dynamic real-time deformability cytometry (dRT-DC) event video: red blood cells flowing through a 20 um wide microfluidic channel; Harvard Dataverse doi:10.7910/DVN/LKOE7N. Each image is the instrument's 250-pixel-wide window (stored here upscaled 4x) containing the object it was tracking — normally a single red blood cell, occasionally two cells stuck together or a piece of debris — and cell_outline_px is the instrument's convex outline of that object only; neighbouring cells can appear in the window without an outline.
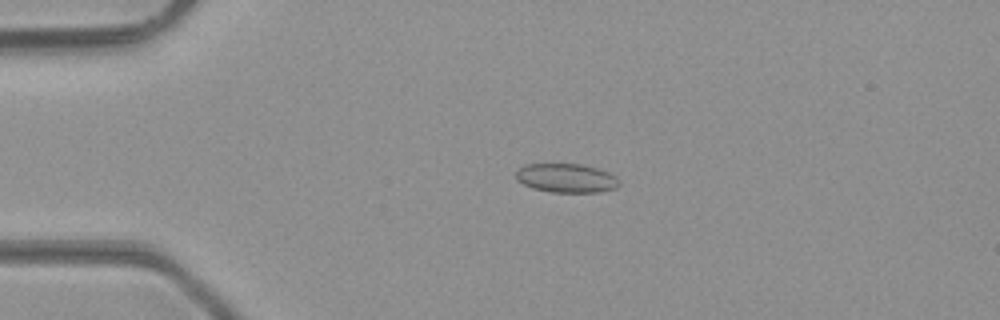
{"species": "common noctule bat (a hibernating species)", "species_latin": "Nyctalus noctula", "temperature_condition": "room temperature", "stored_images_in_passage": 45, "camera_frame_rate_fps": 3000, "um_per_image_px": 0.085, "animal": {"sex": "male", "body_mass_g": 23.1, "forearm_length_mm": 52.7}, "frame": {"image": 1, "passage_image": 8, "time_ms": 2.333, "image_size_px": [1000, 320], "cell_outline_px": [[620, 184], [616, 188], [600, 192], [552, 192], [532, 188], [516, 180], [516, 172], [524, 164], [580, 164], [596, 168], [608, 172], [616, 176], [620, 180]], "centroid_in_image_um": [48.15, 15.14], "position_along_channel_um": 36.8, "area_um2": 17.46}}
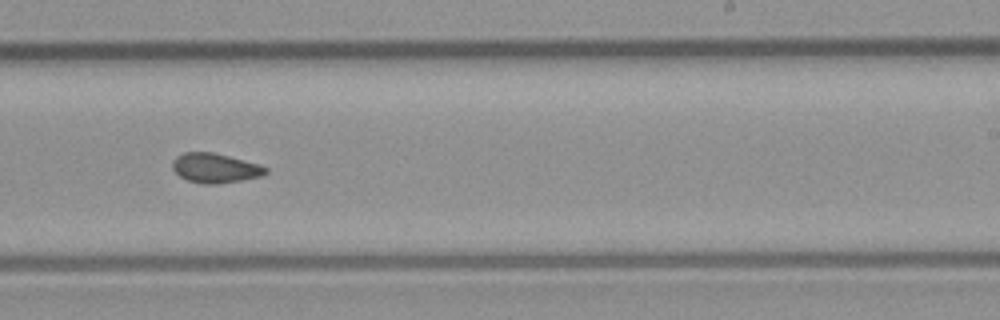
{"frame": {"image": 2, "passage_image": 27, "time_ms": 8.667, "image_size_px": [1000, 320], "cell_outline_px": [[268, 172], [264, 176], [216, 184], [204, 184], [188, 180], [180, 176], [172, 168], [172, 160], [176, 156], [184, 152], [212, 152], [260, 164], [268, 168]], "centroid_in_image_um": [18.3, 14.28], "position_along_channel_um": 270.7, "area_um2": 16.07}}
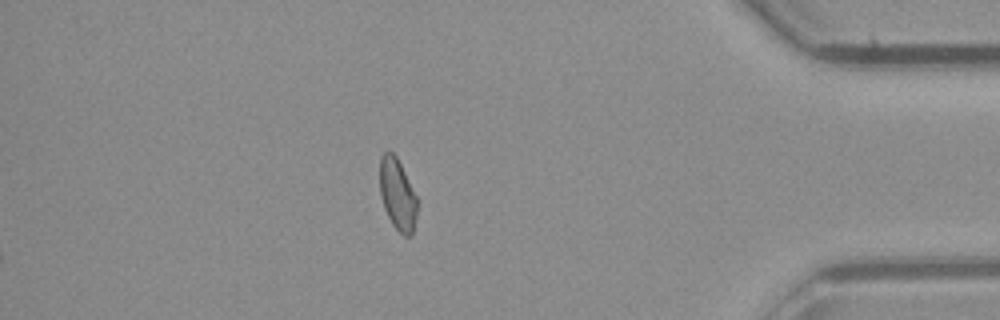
{"frame": {"image": 3, "passage_image": 39, "time_ms": 12.667, "image_size_px": [1000, 320], "cell_outline_px": [[416, 216], [412, 236], [404, 236], [392, 224], [384, 208], [380, 196], [380, 156], [384, 152], [392, 152], [396, 156], [416, 196]], "centroid_in_image_um": [33.76, 16.54], "position_along_channel_um": 401.4, "area_um2": 15.32}, "authors_computed_cell_mechanics": {"area_um2": 16.184, "velocity_mm_per_s": 4.28, "shape_relaxation_time_tau1_ms": null, "shape_relaxation_time_tau2_ms": 2.7308, "deformation_change_tau1": null, "deformation_change_tau2": 0.0717}}